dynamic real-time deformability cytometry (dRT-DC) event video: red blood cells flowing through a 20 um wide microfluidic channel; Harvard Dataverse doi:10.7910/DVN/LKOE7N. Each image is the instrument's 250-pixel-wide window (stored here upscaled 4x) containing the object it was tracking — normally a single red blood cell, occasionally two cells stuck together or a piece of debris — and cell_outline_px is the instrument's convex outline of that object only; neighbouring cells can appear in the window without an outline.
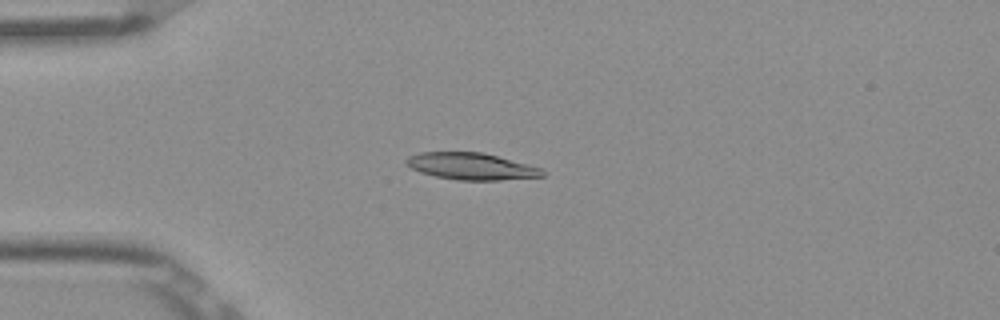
{"species": "Egyptian fruit bat (a non-hibernating species)", "species_latin": "Rousettus aegyptiacus", "temperature_condition": "room temperature", "stored_images_in_passage": 52, "camera_frame_rate_fps": 3000, "um_per_image_px": 0.085, "frame": {"image": 1, "passage_image": 13, "time_ms": 4.0, "image_size_px": [1000, 320], "cell_outline_px": [[544, 176], [500, 180], [456, 180], [436, 176], [420, 172], [404, 164], [404, 160], [408, 156], [420, 152], [480, 152], [544, 168]], "centroid_in_image_um": [40.03, 14.13], "position_along_channel_um": 45.0, "area_um2": 21.27}}
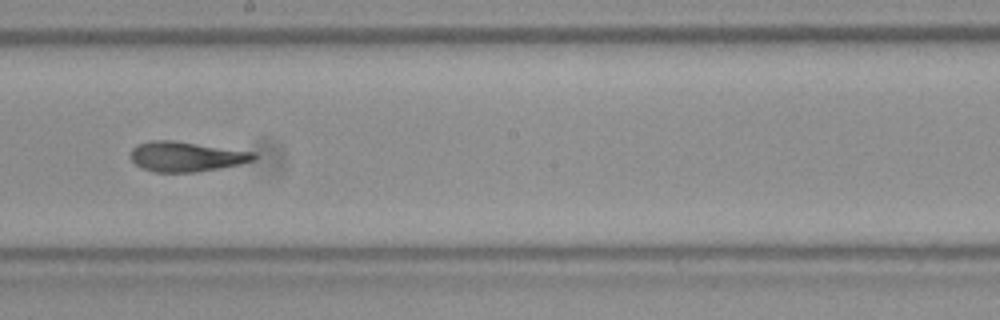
{"frame": {"image": 2, "passage_image": 29, "time_ms": 9.333, "image_size_px": [1000, 320], "cell_outline_px": [[256, 160], [240, 164], [196, 172], [156, 172], [140, 168], [128, 156], [132, 148], [136, 144], [152, 140], [172, 140], [256, 152]], "centroid_in_image_um": [15.8, 13.3], "position_along_channel_um": 232.4, "area_um2": 21.68}}
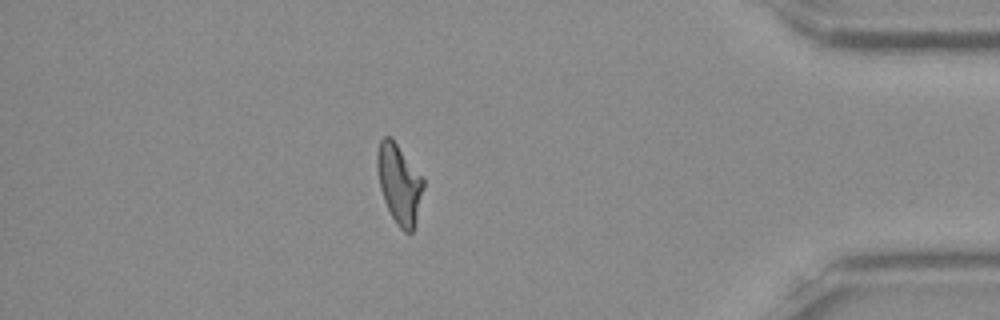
{"frame": {"image": 3, "passage_image": 45, "time_ms": 14.667, "image_size_px": [1000, 320], "cell_outline_px": [[424, 188], [416, 224], [412, 232], [404, 232], [396, 224], [384, 200], [380, 188], [376, 168], [376, 152], [380, 140], [384, 136], [388, 136], [396, 144], [424, 176]], "centroid_in_image_um": [33.95, 15.63], "position_along_channel_um": 401.3, "area_um2": 21.62}, "authors_computed_cell_mechanics": {"area_um2": 21.386, "velocity_mm_per_s": 3.897, "shape_relaxation_time_tau1_ms": 5.8454, "shape_relaxation_time_tau2_ms": 1.8916, "deformation_change_tau1": 0.2255, "deformation_change_tau2": 0.1048}}